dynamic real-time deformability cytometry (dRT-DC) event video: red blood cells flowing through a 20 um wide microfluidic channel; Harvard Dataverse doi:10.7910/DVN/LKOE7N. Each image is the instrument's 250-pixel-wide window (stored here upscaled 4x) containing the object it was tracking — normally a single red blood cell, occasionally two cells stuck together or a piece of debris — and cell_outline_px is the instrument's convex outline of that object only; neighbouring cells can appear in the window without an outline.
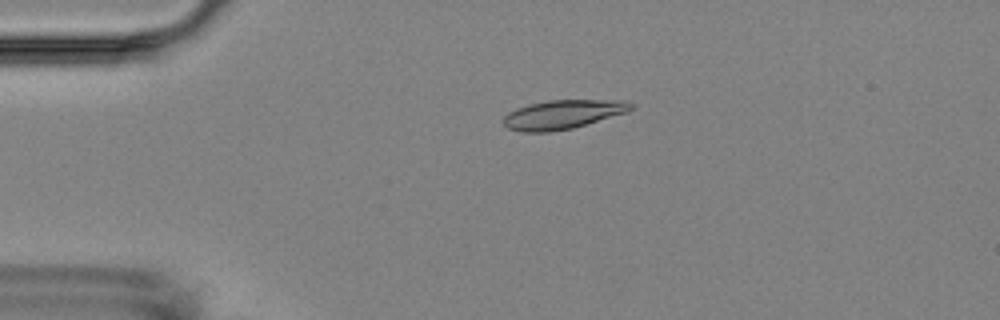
{"species": "Egyptian fruit bat (a non-hibernating species)", "species_latin": "Rousettus aegyptiacus", "temperature_condition": "room temperature", "stored_images_in_passage": 5, "camera_frame_rate_fps": 3000, "um_per_image_px": 0.085, "animal": {"sex": "female"}, "frame": {"image": 1, "passage_image": 4, "time_ms": 3.333, "image_size_px": [1000, 320], "cell_outline_px": [[636, 108], [628, 112], [572, 128], [548, 132], [520, 132], [508, 128], [500, 120], [508, 112], [516, 108], [528, 104], [548, 100], [628, 100], [636, 104]], "centroid_in_image_um": [47.86, 9.71], "position_along_channel_um": 37.1, "area_um2": 21.91}}